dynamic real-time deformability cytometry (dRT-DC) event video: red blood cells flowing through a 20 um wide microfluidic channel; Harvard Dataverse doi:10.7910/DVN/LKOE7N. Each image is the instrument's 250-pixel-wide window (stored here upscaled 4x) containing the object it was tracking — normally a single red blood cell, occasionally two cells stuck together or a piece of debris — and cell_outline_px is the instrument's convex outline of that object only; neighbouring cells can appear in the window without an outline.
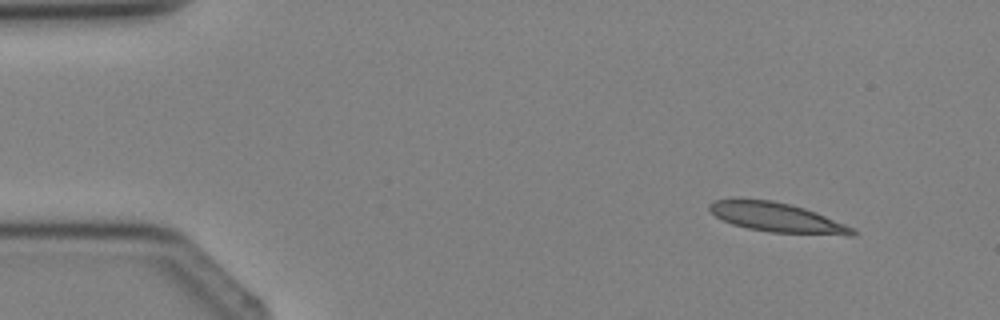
{"species": "Egyptian fruit bat (a non-hibernating species)", "species_latin": "Rousettus aegyptiacus", "temperature_condition": "cold", "stored_images_in_passage": 3, "camera_frame_rate_fps": 3000, "um_per_image_px": 0.085, "animal": {"sex": "female"}, "frame": {"image": 1, "passage_image": 1, "time_ms": 0.0, "image_size_px": [1000, 320], "cell_outline_px": [[856, 236], [848, 236], [772, 232], [748, 228], [732, 224], [716, 216], [708, 208], [708, 204], [716, 200], [732, 196], [740, 196], [772, 200], [804, 208], [816, 212], [844, 224], [852, 228], [856, 232]], "centroid_in_image_um": [65.98, 18.45], "position_along_channel_um": 19.0, "area_um2": 24.97}}